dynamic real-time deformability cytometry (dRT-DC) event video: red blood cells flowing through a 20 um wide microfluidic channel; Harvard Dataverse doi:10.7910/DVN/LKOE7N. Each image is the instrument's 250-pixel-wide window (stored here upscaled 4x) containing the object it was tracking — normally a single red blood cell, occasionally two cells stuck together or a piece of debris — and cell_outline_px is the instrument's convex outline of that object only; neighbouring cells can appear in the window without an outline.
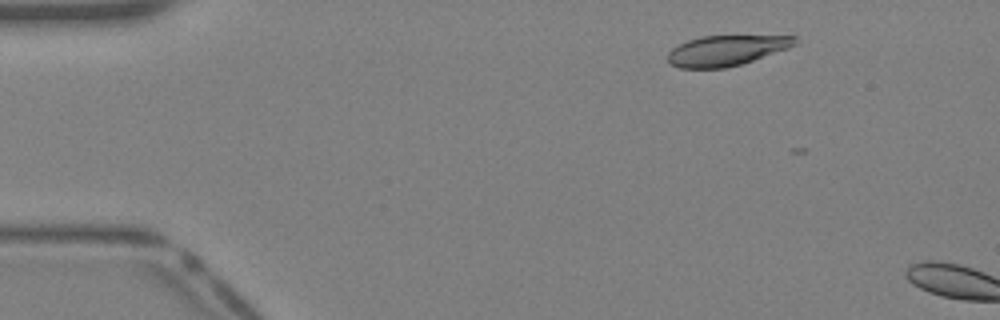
{"species": "Egyptian fruit bat (a non-hibernating species)", "species_latin": "Rousettus aegyptiacus", "temperature_condition": "warm", "stored_images_in_passage": 2, "camera_frame_rate_fps": 3000, "um_per_image_px": 0.085, "animal": {"sex": "female"}, "frame": {"image": 1, "passage_image": 1, "time_ms": 0.0, "image_size_px": [1000, 320], "cell_outline_px": [[796, 44], [788, 48], [740, 64], [724, 68], [680, 68], [668, 64], [668, 52], [672, 48], [688, 40], [700, 36], [796, 36]], "centroid_in_image_um": [61.68, 4.29], "position_along_channel_um": 23.3, "area_um2": 22.25}}